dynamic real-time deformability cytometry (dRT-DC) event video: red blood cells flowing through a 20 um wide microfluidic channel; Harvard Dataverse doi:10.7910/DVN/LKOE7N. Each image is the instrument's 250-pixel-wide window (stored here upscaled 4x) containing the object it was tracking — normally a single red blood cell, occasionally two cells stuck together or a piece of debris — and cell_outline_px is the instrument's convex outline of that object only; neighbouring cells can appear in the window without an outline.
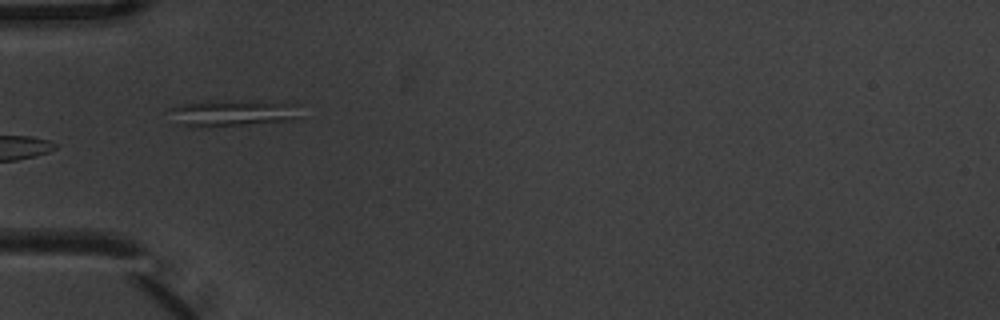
{"species": "common noctule bat (a hibernating species)", "species_latin": "Nyctalus noctula", "temperature_condition": "warm", "stored_images_in_passage": 7, "camera_frame_rate_fps": 3000, "um_per_image_px": 0.085, "animal": {"sex": "male", "body_mass_g": 20.1, "forearm_length_mm": 53.5}, "frame": {"image": 1, "passage_image": 5, "time_ms": 1.333, "image_size_px": [1000, 320], "cell_outline_px": [[300, 116], [288, 120], [204, 128], [192, 128], [172, 124], [164, 108], [200, 100], [260, 100], [300, 104]], "centroid_in_image_um": [19.58, 9.59], "position_along_channel_um": 65.4, "area_um2": 21.62}}
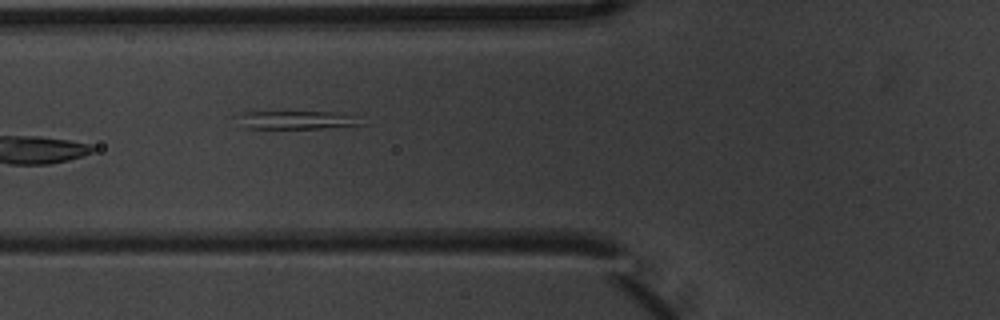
{"frame": {"image": 2, "passage_image": 6, "time_ms": 1.667, "image_size_px": [1000, 320], "cell_outline_px": [[364, 124], [324, 128], [244, 128], [232, 116], [236, 112], [332, 112], [352, 116]], "centroid_in_image_um": [25.0, 10.19], "position_along_channel_um": 100.8, "area_um2": 13.12}}
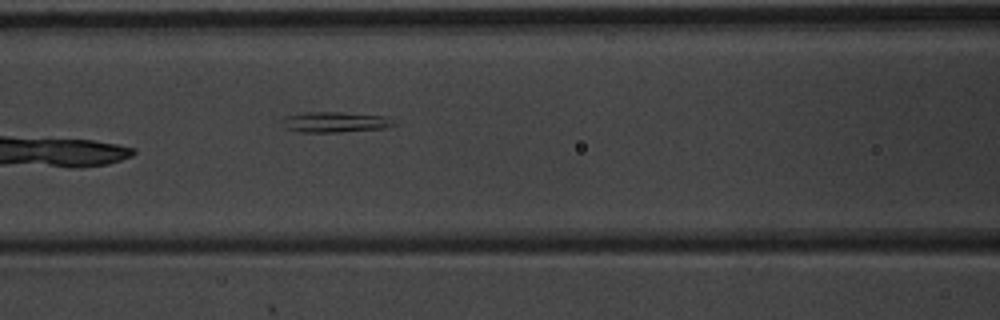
{"frame": {"image": 3, "passage_image": 7, "time_ms": 2.0, "image_size_px": [1000, 320], "cell_outline_px": [[400, 124], [388, 128], [340, 132], [300, 132], [284, 128], [276, 120], [284, 116], [304, 112], [340, 112], [388, 116]], "centroid_in_image_um": [28.46, 10.37], "position_along_channel_um": 138.1, "area_um2": 13.99}}